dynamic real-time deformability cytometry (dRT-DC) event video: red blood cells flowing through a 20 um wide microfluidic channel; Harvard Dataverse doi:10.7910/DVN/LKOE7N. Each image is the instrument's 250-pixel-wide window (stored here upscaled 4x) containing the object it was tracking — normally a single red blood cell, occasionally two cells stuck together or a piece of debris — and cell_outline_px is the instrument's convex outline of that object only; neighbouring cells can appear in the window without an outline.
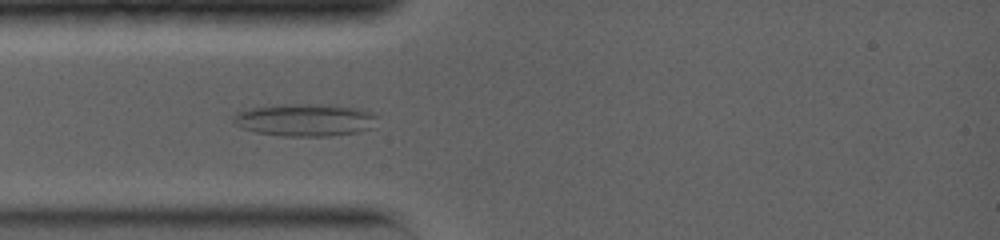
{"species": "common noctule bat (a hibernating species)", "species_latin": "Nyctalus noctula", "temperature_condition": "warm", "stored_images_in_passage": 6, "camera_frame_rate_fps": 5000, "um_per_image_px": 0.085, "animal": {"sex": "female", "body_mass_g": 19.0, "forearm_length_mm": 56.7}, "frame": {"image": 1, "passage_image": 5, "time_ms": 3.2, "image_size_px": [1000, 240], "cell_outline_px": [[380, 116], [372, 128], [356, 132], [328, 136], [284, 136], [256, 132], [244, 128], [236, 124], [232, 120], [232, 116], [236, 112], [252, 108], [284, 104], [336, 104], [356, 108], [372, 112]], "centroid_in_image_um": [25.98, 10.18], "position_along_channel_um": 59.0, "area_um2": 27.4}}